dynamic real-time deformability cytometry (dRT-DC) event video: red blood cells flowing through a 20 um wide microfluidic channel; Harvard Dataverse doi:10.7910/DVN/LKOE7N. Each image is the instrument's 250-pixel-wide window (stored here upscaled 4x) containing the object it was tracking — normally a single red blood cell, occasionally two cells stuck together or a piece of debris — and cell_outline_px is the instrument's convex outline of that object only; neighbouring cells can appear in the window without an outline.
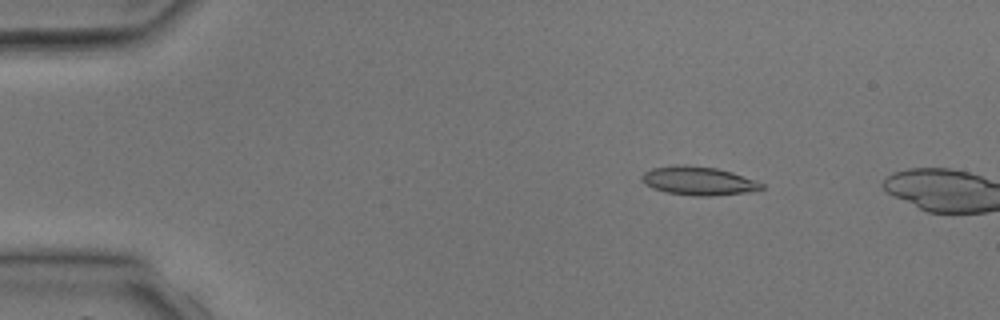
{"species": "common noctule bat (a hibernating species)", "species_latin": "Nyctalus noctula", "temperature_condition": "room temperature", "stored_images_in_passage": 3, "camera_frame_rate_fps": 3000, "um_per_image_px": 0.085, "animal": {"sex": "male", "body_mass_g": 17.9, "forearm_length_mm": 54.2}, "frame": {"image": 1, "passage_image": 2, "time_ms": 1.333, "image_size_px": [1000, 320], "cell_outline_px": [[764, 188], [748, 192], [712, 196], [692, 196], [668, 192], [652, 188], [640, 180], [640, 176], [644, 172], [652, 168], [676, 164], [684, 164], [716, 168], [732, 172], [756, 180], [764, 184]], "centroid_in_image_um": [59.35, 15.36], "position_along_channel_um": 25.6, "area_um2": 20.11}}